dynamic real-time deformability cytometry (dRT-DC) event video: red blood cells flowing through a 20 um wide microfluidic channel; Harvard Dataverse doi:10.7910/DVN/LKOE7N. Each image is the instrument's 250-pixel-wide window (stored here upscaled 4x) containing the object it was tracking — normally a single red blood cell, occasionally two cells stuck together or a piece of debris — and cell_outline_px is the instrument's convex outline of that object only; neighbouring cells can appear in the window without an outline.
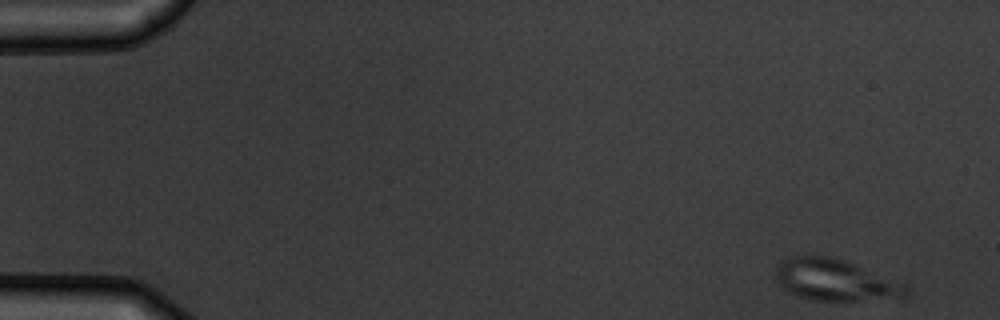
{"species": "common noctule bat (a hibernating species)", "species_latin": "Nyctalus noctula", "temperature_condition": "warm", "stored_images_in_passage": 4, "camera_frame_rate_fps": 3000, "um_per_image_px": 0.085, "animal": {"sex": "male", "body_mass_g": 19.5, "forearm_length_mm": 54.6}, "frame": {"image": 1, "passage_image": 1, "time_ms": 0.0, "image_size_px": [1000, 320], "cell_outline_px": [[908, 296], [904, 300], [840, 304], [828, 304], [808, 300], [796, 296], [784, 288], [780, 284], [776, 276], [776, 268], [780, 260], [788, 256], [808, 252], [832, 256], [844, 260], [908, 284]], "centroid_in_image_um": [71.08, 23.86], "position_along_channel_um": 13.9, "area_um2": 34.33}}